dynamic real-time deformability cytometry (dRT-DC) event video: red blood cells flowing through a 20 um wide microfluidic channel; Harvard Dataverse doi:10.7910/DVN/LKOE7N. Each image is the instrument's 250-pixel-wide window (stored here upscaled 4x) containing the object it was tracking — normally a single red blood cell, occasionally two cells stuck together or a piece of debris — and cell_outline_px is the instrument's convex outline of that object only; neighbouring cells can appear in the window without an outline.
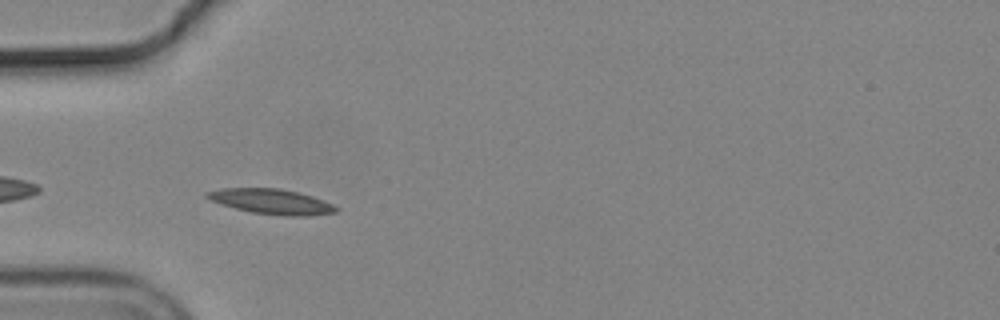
{"species": "common noctule bat (a hibernating species)", "species_latin": "Nyctalus noctula", "temperature_condition": "cold", "stored_images_in_passage": 9, "camera_frame_rate_fps": 3000, "um_per_image_px": 0.085, "animal": {"sex": "male", "body_mass_g": 19.2, "forearm_length_mm": 51.8}, "frame": {"image": 1, "passage_image": 3, "time_ms": 0.667, "image_size_px": [1000, 320], "cell_outline_px": [[340, 208], [336, 212], [304, 216], [288, 216], [252, 212], [236, 208], [208, 200], [204, 196], [204, 192], [220, 188], [280, 188], [312, 196], [324, 200]], "centroid_in_image_um": [23.04, 17.12], "position_along_channel_um": 62.0, "area_um2": 18.84}}
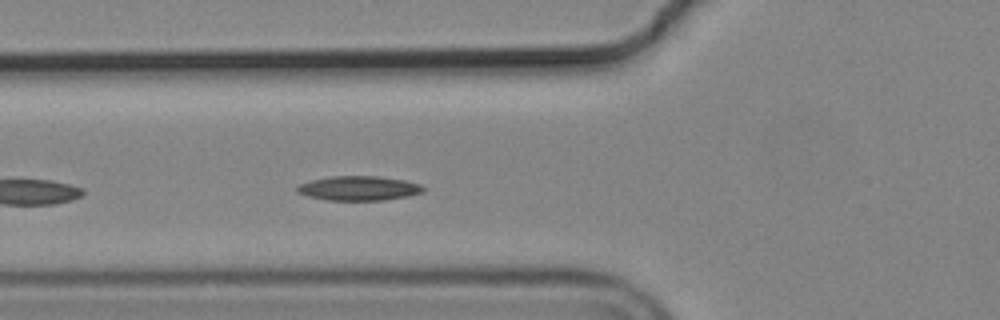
{"frame": {"image": 2, "passage_image": 6, "time_ms": 1.667, "image_size_px": [1000, 320], "cell_outline_px": [[424, 192], [408, 196], [384, 200], [328, 200], [308, 196], [296, 192], [296, 188], [300, 184], [312, 180], [332, 176], [376, 176], [404, 180], [420, 184], [424, 188]], "centroid_in_image_um": [30.5, 16.0], "position_along_channel_um": 95.3, "area_um2": 17.86}}